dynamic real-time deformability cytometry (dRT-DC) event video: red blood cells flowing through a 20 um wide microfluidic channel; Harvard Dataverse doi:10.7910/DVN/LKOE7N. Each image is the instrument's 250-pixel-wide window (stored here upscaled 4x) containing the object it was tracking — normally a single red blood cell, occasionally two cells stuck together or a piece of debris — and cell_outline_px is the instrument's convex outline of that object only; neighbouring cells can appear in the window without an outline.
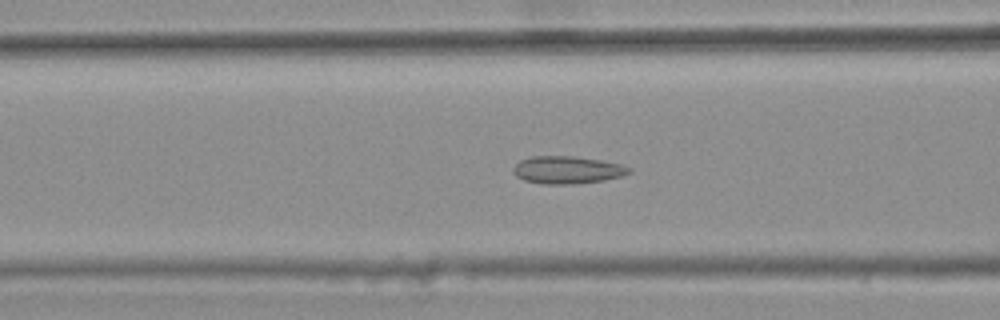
{"species": "common noctule bat (a hibernating species)", "species_latin": "Nyctalus noctula", "temperature_condition": "warm", "stored_images_in_passage": 47, "camera_frame_rate_fps": 3000, "um_per_image_px": 0.085, "animal": {"sex": "female", "body_mass_g": 25.1}, "frame": {"image": 1, "passage_image": 21, "time_ms": 6.667, "image_size_px": [1000, 320], "cell_outline_px": [[632, 172], [620, 176], [604, 180], [572, 184], [544, 184], [524, 180], [516, 176], [512, 172], [512, 168], [520, 160], [532, 156], [572, 156], [600, 160], [620, 164], [632, 168]], "centroid_in_image_um": [48.2, 14.44], "position_along_channel_um": 118.4, "area_um2": 18.55}, "authors_computed_cell_mechanics": {"area_um2": 17.3978, "velocity_mm_per_s": 3.7398, "shape_relaxation_time_tau1_ms": null, "shape_relaxation_time_tau2_ms": 3.5413, "deformation_change_tau1": null, "deformation_change_tau2": 0.0788}}